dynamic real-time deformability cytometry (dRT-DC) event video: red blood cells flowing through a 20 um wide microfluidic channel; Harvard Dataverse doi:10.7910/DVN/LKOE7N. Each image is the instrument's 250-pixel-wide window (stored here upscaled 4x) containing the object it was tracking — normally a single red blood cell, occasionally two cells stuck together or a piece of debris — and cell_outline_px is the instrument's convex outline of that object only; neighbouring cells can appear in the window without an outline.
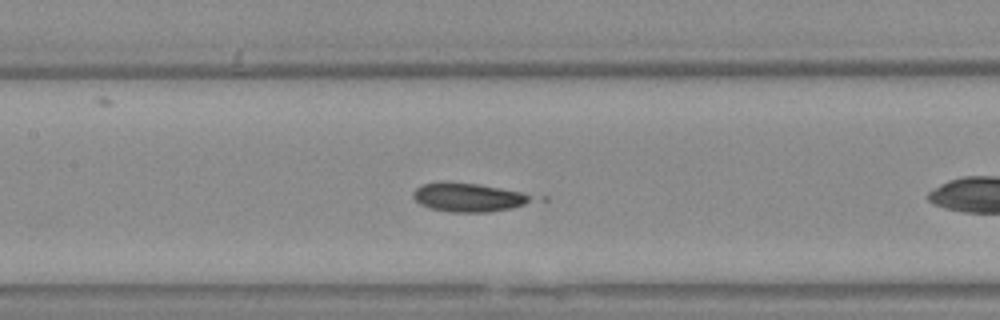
{"species": "Egyptian fruit bat (a non-hibernating species)", "species_latin": "Rousettus aegyptiacus", "temperature_condition": "warm", "stored_images_in_passage": 42, "camera_frame_rate_fps": 3000, "um_per_image_px": 0.085, "animal": {"sex": "female"}, "frame": {"image": 1, "passage_image": 12, "time_ms": 3.667, "image_size_px": [1000, 320], "cell_outline_px": [[532, 200], [524, 204], [512, 208], [488, 212], [452, 212], [428, 208], [420, 204], [412, 196], [412, 192], [416, 188], [424, 184], [476, 184], [520, 192], [528, 196]], "centroid_in_image_um": [39.76, 16.82], "position_along_channel_um": 167.6, "area_um2": 18.9}}
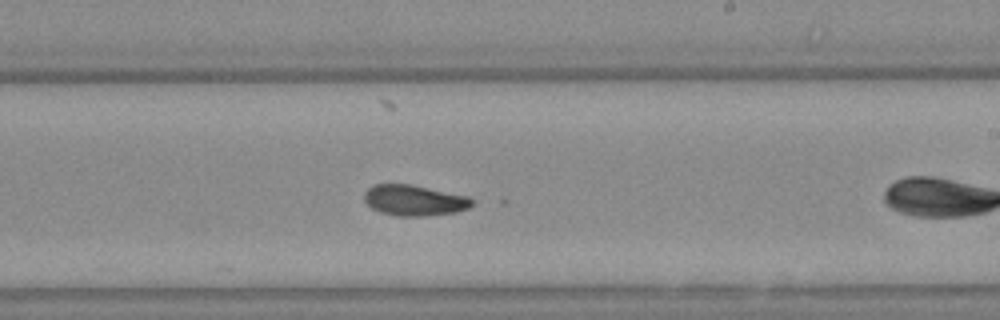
{"frame": {"image": 2, "passage_image": 19, "time_ms": 6.0, "image_size_px": [1000, 320], "cell_outline_px": [[476, 204], [468, 208], [456, 212], [428, 216], [396, 216], [380, 212], [372, 208], [364, 200], [364, 192], [372, 184], [412, 184], [468, 196], [476, 200]], "centroid_in_image_um": [35.25, 17.03], "position_along_channel_um": 253.8, "area_um2": 19.65}}